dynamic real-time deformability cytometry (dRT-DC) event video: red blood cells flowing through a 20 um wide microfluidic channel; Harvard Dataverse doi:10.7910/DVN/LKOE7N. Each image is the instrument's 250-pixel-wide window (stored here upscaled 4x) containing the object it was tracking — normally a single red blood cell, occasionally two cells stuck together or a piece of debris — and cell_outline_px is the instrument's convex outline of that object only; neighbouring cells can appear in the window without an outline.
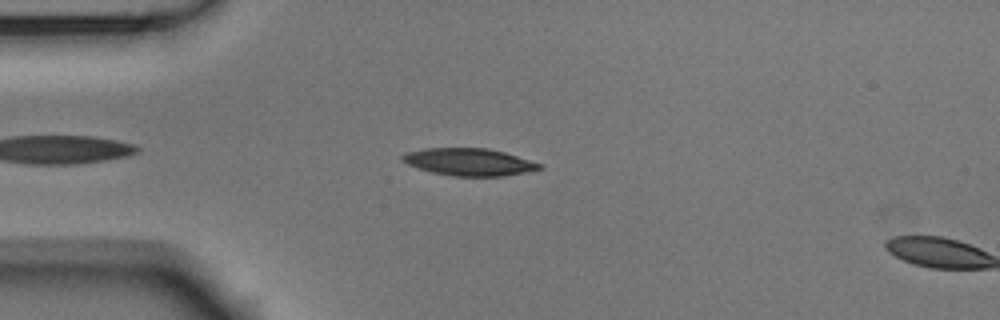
{"species": "Egyptian fruit bat (a non-hibernating species)", "species_latin": "Rousettus aegyptiacus", "temperature_condition": "room temperature", "stored_images_in_passage": 8, "camera_frame_rate_fps": 3000, "um_per_image_px": 0.085, "animal": {"sex": "male"}, "frame": {"image": 1, "passage_image": 6, "time_ms": 1.667, "image_size_px": [1000, 320], "cell_outline_px": [[544, 168], [504, 176], [452, 176], [432, 172], [408, 164], [400, 160], [400, 156], [404, 152], [424, 148], [488, 148], [504, 152], [544, 164]], "centroid_in_image_um": [39.86, 13.76], "position_along_channel_um": 45.1, "area_um2": 21.91}}